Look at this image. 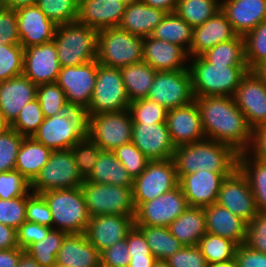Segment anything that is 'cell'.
I'll use <instances>...</instances> for the list:
<instances>
[{"mask_svg": "<svg viewBox=\"0 0 266 267\" xmlns=\"http://www.w3.org/2000/svg\"><path fill=\"white\" fill-rule=\"evenodd\" d=\"M38 0H2L0 4L3 7L18 10L27 6L35 5Z\"/></svg>", "mask_w": 266, "mask_h": 267, "instance_id": "89a4df30", "label": "cell"}, {"mask_svg": "<svg viewBox=\"0 0 266 267\" xmlns=\"http://www.w3.org/2000/svg\"><path fill=\"white\" fill-rule=\"evenodd\" d=\"M51 153L52 150L42 143L25 137L17 155L15 170L31 183L48 162Z\"/></svg>", "mask_w": 266, "mask_h": 267, "instance_id": "836d02e7", "label": "cell"}, {"mask_svg": "<svg viewBox=\"0 0 266 267\" xmlns=\"http://www.w3.org/2000/svg\"><path fill=\"white\" fill-rule=\"evenodd\" d=\"M50 207L53 224L67 234L84 233L90 216L80 187L53 189L41 193Z\"/></svg>", "mask_w": 266, "mask_h": 267, "instance_id": "8992f818", "label": "cell"}, {"mask_svg": "<svg viewBox=\"0 0 266 267\" xmlns=\"http://www.w3.org/2000/svg\"><path fill=\"white\" fill-rule=\"evenodd\" d=\"M216 203L246 223L259 213L249 181L239 168L223 180Z\"/></svg>", "mask_w": 266, "mask_h": 267, "instance_id": "e0dca14e", "label": "cell"}, {"mask_svg": "<svg viewBox=\"0 0 266 267\" xmlns=\"http://www.w3.org/2000/svg\"><path fill=\"white\" fill-rule=\"evenodd\" d=\"M133 122L129 110L100 113L87 118V136L101 150L113 151L132 142Z\"/></svg>", "mask_w": 266, "mask_h": 267, "instance_id": "8fae6325", "label": "cell"}, {"mask_svg": "<svg viewBox=\"0 0 266 267\" xmlns=\"http://www.w3.org/2000/svg\"><path fill=\"white\" fill-rule=\"evenodd\" d=\"M127 97L120 68L107 67L97 61V77L86 117L127 110Z\"/></svg>", "mask_w": 266, "mask_h": 267, "instance_id": "9c48e42d", "label": "cell"}, {"mask_svg": "<svg viewBox=\"0 0 266 267\" xmlns=\"http://www.w3.org/2000/svg\"><path fill=\"white\" fill-rule=\"evenodd\" d=\"M25 250L17 247L0 250V267H17Z\"/></svg>", "mask_w": 266, "mask_h": 267, "instance_id": "003e7915", "label": "cell"}, {"mask_svg": "<svg viewBox=\"0 0 266 267\" xmlns=\"http://www.w3.org/2000/svg\"><path fill=\"white\" fill-rule=\"evenodd\" d=\"M179 185L173 159L153 160L133 179L132 200L135 209L144 202L155 199Z\"/></svg>", "mask_w": 266, "mask_h": 267, "instance_id": "7c38bea8", "label": "cell"}, {"mask_svg": "<svg viewBox=\"0 0 266 267\" xmlns=\"http://www.w3.org/2000/svg\"><path fill=\"white\" fill-rule=\"evenodd\" d=\"M80 188L90 217L107 214L135 217L132 188L90 181H84Z\"/></svg>", "mask_w": 266, "mask_h": 267, "instance_id": "ba28073f", "label": "cell"}, {"mask_svg": "<svg viewBox=\"0 0 266 267\" xmlns=\"http://www.w3.org/2000/svg\"><path fill=\"white\" fill-rule=\"evenodd\" d=\"M166 124L175 147L206 139L195 100L187 105L169 109Z\"/></svg>", "mask_w": 266, "mask_h": 267, "instance_id": "7402d4cb", "label": "cell"}, {"mask_svg": "<svg viewBox=\"0 0 266 267\" xmlns=\"http://www.w3.org/2000/svg\"><path fill=\"white\" fill-rule=\"evenodd\" d=\"M70 150L74 155L78 171L86 179L93 171V167L98 161V156L102 150L88 136L77 142Z\"/></svg>", "mask_w": 266, "mask_h": 267, "instance_id": "f907efd6", "label": "cell"}, {"mask_svg": "<svg viewBox=\"0 0 266 267\" xmlns=\"http://www.w3.org/2000/svg\"><path fill=\"white\" fill-rule=\"evenodd\" d=\"M221 10L218 0H179L175 13L192 28L202 25Z\"/></svg>", "mask_w": 266, "mask_h": 267, "instance_id": "ab89813d", "label": "cell"}, {"mask_svg": "<svg viewBox=\"0 0 266 267\" xmlns=\"http://www.w3.org/2000/svg\"><path fill=\"white\" fill-rule=\"evenodd\" d=\"M53 41L61 67L97 60L98 31L78 21L57 25Z\"/></svg>", "mask_w": 266, "mask_h": 267, "instance_id": "5b68a950", "label": "cell"}, {"mask_svg": "<svg viewBox=\"0 0 266 267\" xmlns=\"http://www.w3.org/2000/svg\"><path fill=\"white\" fill-rule=\"evenodd\" d=\"M26 220L52 228L50 207L41 194L27 193Z\"/></svg>", "mask_w": 266, "mask_h": 267, "instance_id": "9f6ffc18", "label": "cell"}, {"mask_svg": "<svg viewBox=\"0 0 266 267\" xmlns=\"http://www.w3.org/2000/svg\"><path fill=\"white\" fill-rule=\"evenodd\" d=\"M221 11L237 35L244 37L266 20V0H224Z\"/></svg>", "mask_w": 266, "mask_h": 267, "instance_id": "484cf974", "label": "cell"}, {"mask_svg": "<svg viewBox=\"0 0 266 267\" xmlns=\"http://www.w3.org/2000/svg\"><path fill=\"white\" fill-rule=\"evenodd\" d=\"M112 152L133 179L145 170L150 161L132 142L121 145Z\"/></svg>", "mask_w": 266, "mask_h": 267, "instance_id": "816d5d0a", "label": "cell"}, {"mask_svg": "<svg viewBox=\"0 0 266 267\" xmlns=\"http://www.w3.org/2000/svg\"><path fill=\"white\" fill-rule=\"evenodd\" d=\"M253 71L263 80L266 82V60H263L259 63Z\"/></svg>", "mask_w": 266, "mask_h": 267, "instance_id": "753ad0ef", "label": "cell"}, {"mask_svg": "<svg viewBox=\"0 0 266 267\" xmlns=\"http://www.w3.org/2000/svg\"><path fill=\"white\" fill-rule=\"evenodd\" d=\"M51 229V227L46 225H40L26 220L17 229L18 247L26 251L33 243L46 237Z\"/></svg>", "mask_w": 266, "mask_h": 267, "instance_id": "94428289", "label": "cell"}, {"mask_svg": "<svg viewBox=\"0 0 266 267\" xmlns=\"http://www.w3.org/2000/svg\"><path fill=\"white\" fill-rule=\"evenodd\" d=\"M146 238L151 253L157 260H166L184 245L165 226H137Z\"/></svg>", "mask_w": 266, "mask_h": 267, "instance_id": "74e56055", "label": "cell"}, {"mask_svg": "<svg viewBox=\"0 0 266 267\" xmlns=\"http://www.w3.org/2000/svg\"><path fill=\"white\" fill-rule=\"evenodd\" d=\"M244 244L252 250L266 254V213L259 212L247 223Z\"/></svg>", "mask_w": 266, "mask_h": 267, "instance_id": "11a10c76", "label": "cell"}, {"mask_svg": "<svg viewBox=\"0 0 266 267\" xmlns=\"http://www.w3.org/2000/svg\"><path fill=\"white\" fill-rule=\"evenodd\" d=\"M17 230L0 223V250L17 248Z\"/></svg>", "mask_w": 266, "mask_h": 267, "instance_id": "03108f58", "label": "cell"}, {"mask_svg": "<svg viewBox=\"0 0 266 267\" xmlns=\"http://www.w3.org/2000/svg\"><path fill=\"white\" fill-rule=\"evenodd\" d=\"M36 90L37 85L24 75L0 82V110L9 126L22 108L36 98Z\"/></svg>", "mask_w": 266, "mask_h": 267, "instance_id": "d4e9b609", "label": "cell"}, {"mask_svg": "<svg viewBox=\"0 0 266 267\" xmlns=\"http://www.w3.org/2000/svg\"><path fill=\"white\" fill-rule=\"evenodd\" d=\"M247 153L249 151L239 153L238 168L249 181L258 212L266 213V163L253 156L254 160L249 159Z\"/></svg>", "mask_w": 266, "mask_h": 267, "instance_id": "d590c367", "label": "cell"}, {"mask_svg": "<svg viewBox=\"0 0 266 267\" xmlns=\"http://www.w3.org/2000/svg\"><path fill=\"white\" fill-rule=\"evenodd\" d=\"M245 60L249 70L266 60V20L244 37Z\"/></svg>", "mask_w": 266, "mask_h": 267, "instance_id": "f6af8a7d", "label": "cell"}, {"mask_svg": "<svg viewBox=\"0 0 266 267\" xmlns=\"http://www.w3.org/2000/svg\"><path fill=\"white\" fill-rule=\"evenodd\" d=\"M146 98L168 110L191 103L194 95L190 70L157 71Z\"/></svg>", "mask_w": 266, "mask_h": 267, "instance_id": "4fadbf2b", "label": "cell"}, {"mask_svg": "<svg viewBox=\"0 0 266 267\" xmlns=\"http://www.w3.org/2000/svg\"><path fill=\"white\" fill-rule=\"evenodd\" d=\"M146 5L164 10L167 13L175 12L179 0H142Z\"/></svg>", "mask_w": 266, "mask_h": 267, "instance_id": "a7ac6f4b", "label": "cell"}, {"mask_svg": "<svg viewBox=\"0 0 266 267\" xmlns=\"http://www.w3.org/2000/svg\"><path fill=\"white\" fill-rule=\"evenodd\" d=\"M36 5L56 25L77 21L79 0H38Z\"/></svg>", "mask_w": 266, "mask_h": 267, "instance_id": "ee69618b", "label": "cell"}, {"mask_svg": "<svg viewBox=\"0 0 266 267\" xmlns=\"http://www.w3.org/2000/svg\"><path fill=\"white\" fill-rule=\"evenodd\" d=\"M87 136V117L83 110L70 108L44 118L32 138L52 151L71 149Z\"/></svg>", "mask_w": 266, "mask_h": 267, "instance_id": "277c9868", "label": "cell"}, {"mask_svg": "<svg viewBox=\"0 0 266 267\" xmlns=\"http://www.w3.org/2000/svg\"><path fill=\"white\" fill-rule=\"evenodd\" d=\"M168 228L184 246H197L199 240L207 233L204 208L188 206Z\"/></svg>", "mask_w": 266, "mask_h": 267, "instance_id": "1f68e13d", "label": "cell"}, {"mask_svg": "<svg viewBox=\"0 0 266 267\" xmlns=\"http://www.w3.org/2000/svg\"><path fill=\"white\" fill-rule=\"evenodd\" d=\"M132 143L150 161L172 159L176 149L166 123H133Z\"/></svg>", "mask_w": 266, "mask_h": 267, "instance_id": "d6986e66", "label": "cell"}, {"mask_svg": "<svg viewBox=\"0 0 266 267\" xmlns=\"http://www.w3.org/2000/svg\"><path fill=\"white\" fill-rule=\"evenodd\" d=\"M167 12L146 5L142 0L127 2L118 27L142 38L151 36L155 27L163 20Z\"/></svg>", "mask_w": 266, "mask_h": 267, "instance_id": "f1b7e54d", "label": "cell"}, {"mask_svg": "<svg viewBox=\"0 0 266 267\" xmlns=\"http://www.w3.org/2000/svg\"><path fill=\"white\" fill-rule=\"evenodd\" d=\"M208 267H237V263L235 259H231L225 262L210 264Z\"/></svg>", "mask_w": 266, "mask_h": 267, "instance_id": "34e18365", "label": "cell"}, {"mask_svg": "<svg viewBox=\"0 0 266 267\" xmlns=\"http://www.w3.org/2000/svg\"><path fill=\"white\" fill-rule=\"evenodd\" d=\"M52 267H69V266L56 262Z\"/></svg>", "mask_w": 266, "mask_h": 267, "instance_id": "b9fcfbb0", "label": "cell"}, {"mask_svg": "<svg viewBox=\"0 0 266 267\" xmlns=\"http://www.w3.org/2000/svg\"><path fill=\"white\" fill-rule=\"evenodd\" d=\"M133 123H166L167 111L164 106L151 99H138L128 107Z\"/></svg>", "mask_w": 266, "mask_h": 267, "instance_id": "bcb514c9", "label": "cell"}, {"mask_svg": "<svg viewBox=\"0 0 266 267\" xmlns=\"http://www.w3.org/2000/svg\"><path fill=\"white\" fill-rule=\"evenodd\" d=\"M97 77V60L78 66L61 67L56 84L65 92L71 108L85 111L90 102Z\"/></svg>", "mask_w": 266, "mask_h": 267, "instance_id": "5bb4252c", "label": "cell"}, {"mask_svg": "<svg viewBox=\"0 0 266 267\" xmlns=\"http://www.w3.org/2000/svg\"><path fill=\"white\" fill-rule=\"evenodd\" d=\"M201 56L212 65L247 66L244 38L239 35L227 42L215 45Z\"/></svg>", "mask_w": 266, "mask_h": 267, "instance_id": "f35d334b", "label": "cell"}, {"mask_svg": "<svg viewBox=\"0 0 266 267\" xmlns=\"http://www.w3.org/2000/svg\"><path fill=\"white\" fill-rule=\"evenodd\" d=\"M24 48L20 44L0 45V82L23 75Z\"/></svg>", "mask_w": 266, "mask_h": 267, "instance_id": "7dc6e473", "label": "cell"}, {"mask_svg": "<svg viewBox=\"0 0 266 267\" xmlns=\"http://www.w3.org/2000/svg\"><path fill=\"white\" fill-rule=\"evenodd\" d=\"M169 267H208L209 264L198 246H183L165 260Z\"/></svg>", "mask_w": 266, "mask_h": 267, "instance_id": "6f0895ef", "label": "cell"}, {"mask_svg": "<svg viewBox=\"0 0 266 267\" xmlns=\"http://www.w3.org/2000/svg\"><path fill=\"white\" fill-rule=\"evenodd\" d=\"M130 255L126 239H123L100 253V267H128Z\"/></svg>", "mask_w": 266, "mask_h": 267, "instance_id": "91938a15", "label": "cell"}, {"mask_svg": "<svg viewBox=\"0 0 266 267\" xmlns=\"http://www.w3.org/2000/svg\"><path fill=\"white\" fill-rule=\"evenodd\" d=\"M56 262L69 267H100V253L84 233L67 234Z\"/></svg>", "mask_w": 266, "mask_h": 267, "instance_id": "4dcf8cb0", "label": "cell"}, {"mask_svg": "<svg viewBox=\"0 0 266 267\" xmlns=\"http://www.w3.org/2000/svg\"><path fill=\"white\" fill-rule=\"evenodd\" d=\"M85 181L78 171L74 155L70 149L52 151L48 162L30 183L35 194L53 189L80 187Z\"/></svg>", "mask_w": 266, "mask_h": 267, "instance_id": "30bf717a", "label": "cell"}, {"mask_svg": "<svg viewBox=\"0 0 266 267\" xmlns=\"http://www.w3.org/2000/svg\"><path fill=\"white\" fill-rule=\"evenodd\" d=\"M204 212L208 233L230 239L238 246L244 244L247 223L243 219L218 203L204 207Z\"/></svg>", "mask_w": 266, "mask_h": 267, "instance_id": "f546056e", "label": "cell"}, {"mask_svg": "<svg viewBox=\"0 0 266 267\" xmlns=\"http://www.w3.org/2000/svg\"><path fill=\"white\" fill-rule=\"evenodd\" d=\"M8 127H9V125L3 119V116H2V113L0 110V133L5 131Z\"/></svg>", "mask_w": 266, "mask_h": 267, "instance_id": "11e5206c", "label": "cell"}, {"mask_svg": "<svg viewBox=\"0 0 266 267\" xmlns=\"http://www.w3.org/2000/svg\"><path fill=\"white\" fill-rule=\"evenodd\" d=\"M120 70L129 101L146 98L157 71L143 61L121 67Z\"/></svg>", "mask_w": 266, "mask_h": 267, "instance_id": "e575fe53", "label": "cell"}, {"mask_svg": "<svg viewBox=\"0 0 266 267\" xmlns=\"http://www.w3.org/2000/svg\"><path fill=\"white\" fill-rule=\"evenodd\" d=\"M237 36L226 15L220 10L202 25L193 28L189 56H201L215 45Z\"/></svg>", "mask_w": 266, "mask_h": 267, "instance_id": "83f0119b", "label": "cell"}, {"mask_svg": "<svg viewBox=\"0 0 266 267\" xmlns=\"http://www.w3.org/2000/svg\"><path fill=\"white\" fill-rule=\"evenodd\" d=\"M194 100L206 139L232 146L238 153L250 150L253 130L233 97L203 96Z\"/></svg>", "mask_w": 266, "mask_h": 267, "instance_id": "6da1fadb", "label": "cell"}, {"mask_svg": "<svg viewBox=\"0 0 266 267\" xmlns=\"http://www.w3.org/2000/svg\"><path fill=\"white\" fill-rule=\"evenodd\" d=\"M26 203L27 194L9 200L0 199V223L17 230L26 221Z\"/></svg>", "mask_w": 266, "mask_h": 267, "instance_id": "f5cc1de1", "label": "cell"}, {"mask_svg": "<svg viewBox=\"0 0 266 267\" xmlns=\"http://www.w3.org/2000/svg\"><path fill=\"white\" fill-rule=\"evenodd\" d=\"M188 206L178 185L155 199L141 203L135 209L134 225L168 227Z\"/></svg>", "mask_w": 266, "mask_h": 267, "instance_id": "9a60e30c", "label": "cell"}, {"mask_svg": "<svg viewBox=\"0 0 266 267\" xmlns=\"http://www.w3.org/2000/svg\"><path fill=\"white\" fill-rule=\"evenodd\" d=\"M30 189V182L18 171L0 172V199L9 200L25 196Z\"/></svg>", "mask_w": 266, "mask_h": 267, "instance_id": "db71d44e", "label": "cell"}, {"mask_svg": "<svg viewBox=\"0 0 266 267\" xmlns=\"http://www.w3.org/2000/svg\"><path fill=\"white\" fill-rule=\"evenodd\" d=\"M20 45L37 46L53 40L57 25L35 4L16 10Z\"/></svg>", "mask_w": 266, "mask_h": 267, "instance_id": "603a6c76", "label": "cell"}, {"mask_svg": "<svg viewBox=\"0 0 266 267\" xmlns=\"http://www.w3.org/2000/svg\"><path fill=\"white\" fill-rule=\"evenodd\" d=\"M61 65L53 40L24 48L23 75L37 86L56 83Z\"/></svg>", "mask_w": 266, "mask_h": 267, "instance_id": "ac0fdd59", "label": "cell"}, {"mask_svg": "<svg viewBox=\"0 0 266 267\" xmlns=\"http://www.w3.org/2000/svg\"><path fill=\"white\" fill-rule=\"evenodd\" d=\"M66 235V232L52 228L46 237L33 243L26 252L42 267H52Z\"/></svg>", "mask_w": 266, "mask_h": 267, "instance_id": "60d3db41", "label": "cell"}, {"mask_svg": "<svg viewBox=\"0 0 266 267\" xmlns=\"http://www.w3.org/2000/svg\"><path fill=\"white\" fill-rule=\"evenodd\" d=\"M36 98L45 118L55 116L57 113L71 108L67 103L65 92L56 83L38 85Z\"/></svg>", "mask_w": 266, "mask_h": 267, "instance_id": "7bdbcfd3", "label": "cell"}, {"mask_svg": "<svg viewBox=\"0 0 266 267\" xmlns=\"http://www.w3.org/2000/svg\"><path fill=\"white\" fill-rule=\"evenodd\" d=\"M20 44L16 10L0 4V45Z\"/></svg>", "mask_w": 266, "mask_h": 267, "instance_id": "680465c9", "label": "cell"}, {"mask_svg": "<svg viewBox=\"0 0 266 267\" xmlns=\"http://www.w3.org/2000/svg\"><path fill=\"white\" fill-rule=\"evenodd\" d=\"M134 226V217L125 215H97L90 217L84 232L88 241L101 253L113 244L126 239Z\"/></svg>", "mask_w": 266, "mask_h": 267, "instance_id": "44dd1931", "label": "cell"}, {"mask_svg": "<svg viewBox=\"0 0 266 267\" xmlns=\"http://www.w3.org/2000/svg\"><path fill=\"white\" fill-rule=\"evenodd\" d=\"M251 145V150H254L251 151L253 157L266 163V125L253 130Z\"/></svg>", "mask_w": 266, "mask_h": 267, "instance_id": "e7e4bbea", "label": "cell"}, {"mask_svg": "<svg viewBox=\"0 0 266 267\" xmlns=\"http://www.w3.org/2000/svg\"><path fill=\"white\" fill-rule=\"evenodd\" d=\"M143 39L120 27L98 31V63L107 67L121 68L142 62Z\"/></svg>", "mask_w": 266, "mask_h": 267, "instance_id": "52a82bcc", "label": "cell"}, {"mask_svg": "<svg viewBox=\"0 0 266 267\" xmlns=\"http://www.w3.org/2000/svg\"><path fill=\"white\" fill-rule=\"evenodd\" d=\"M194 59L189 66L194 97H233L249 71L247 66L212 65L202 56H195Z\"/></svg>", "mask_w": 266, "mask_h": 267, "instance_id": "3957f363", "label": "cell"}, {"mask_svg": "<svg viewBox=\"0 0 266 267\" xmlns=\"http://www.w3.org/2000/svg\"><path fill=\"white\" fill-rule=\"evenodd\" d=\"M24 138L10 127L0 133V172L15 170L17 155Z\"/></svg>", "mask_w": 266, "mask_h": 267, "instance_id": "681fc988", "label": "cell"}, {"mask_svg": "<svg viewBox=\"0 0 266 267\" xmlns=\"http://www.w3.org/2000/svg\"><path fill=\"white\" fill-rule=\"evenodd\" d=\"M130 257L153 256L142 231L134 225L126 236Z\"/></svg>", "mask_w": 266, "mask_h": 267, "instance_id": "6125c7cd", "label": "cell"}, {"mask_svg": "<svg viewBox=\"0 0 266 267\" xmlns=\"http://www.w3.org/2000/svg\"><path fill=\"white\" fill-rule=\"evenodd\" d=\"M188 56V52L177 44L155 39L152 36L143 39V62L156 71L189 69V66L183 64Z\"/></svg>", "mask_w": 266, "mask_h": 267, "instance_id": "4316f807", "label": "cell"}, {"mask_svg": "<svg viewBox=\"0 0 266 267\" xmlns=\"http://www.w3.org/2000/svg\"><path fill=\"white\" fill-rule=\"evenodd\" d=\"M232 173L200 170L182 176L179 185L188 205L204 208L216 203L223 180Z\"/></svg>", "mask_w": 266, "mask_h": 267, "instance_id": "ffe728a7", "label": "cell"}, {"mask_svg": "<svg viewBox=\"0 0 266 267\" xmlns=\"http://www.w3.org/2000/svg\"><path fill=\"white\" fill-rule=\"evenodd\" d=\"M233 98L252 130L266 125V82L253 70L242 78Z\"/></svg>", "mask_w": 266, "mask_h": 267, "instance_id": "2e32d148", "label": "cell"}, {"mask_svg": "<svg viewBox=\"0 0 266 267\" xmlns=\"http://www.w3.org/2000/svg\"><path fill=\"white\" fill-rule=\"evenodd\" d=\"M17 267H42V266L25 251L21 255Z\"/></svg>", "mask_w": 266, "mask_h": 267, "instance_id": "8c879c8a", "label": "cell"}, {"mask_svg": "<svg viewBox=\"0 0 266 267\" xmlns=\"http://www.w3.org/2000/svg\"><path fill=\"white\" fill-rule=\"evenodd\" d=\"M128 0H79L77 21L101 31L118 27Z\"/></svg>", "mask_w": 266, "mask_h": 267, "instance_id": "cb8c5ba5", "label": "cell"}, {"mask_svg": "<svg viewBox=\"0 0 266 267\" xmlns=\"http://www.w3.org/2000/svg\"><path fill=\"white\" fill-rule=\"evenodd\" d=\"M85 181L96 184H111L122 187H133V178L128 171L115 157L112 151L102 150L98 156V161L93 167L91 174Z\"/></svg>", "mask_w": 266, "mask_h": 267, "instance_id": "d6a6232c", "label": "cell"}, {"mask_svg": "<svg viewBox=\"0 0 266 267\" xmlns=\"http://www.w3.org/2000/svg\"><path fill=\"white\" fill-rule=\"evenodd\" d=\"M157 259L154 256L130 257L128 267H153Z\"/></svg>", "mask_w": 266, "mask_h": 267, "instance_id": "2644e50d", "label": "cell"}, {"mask_svg": "<svg viewBox=\"0 0 266 267\" xmlns=\"http://www.w3.org/2000/svg\"><path fill=\"white\" fill-rule=\"evenodd\" d=\"M197 246L210 265L234 259L238 245L230 239L207 232Z\"/></svg>", "mask_w": 266, "mask_h": 267, "instance_id": "b9f144b4", "label": "cell"}, {"mask_svg": "<svg viewBox=\"0 0 266 267\" xmlns=\"http://www.w3.org/2000/svg\"><path fill=\"white\" fill-rule=\"evenodd\" d=\"M153 267H169V265H168L167 262L164 261V260H157V261L154 263Z\"/></svg>", "mask_w": 266, "mask_h": 267, "instance_id": "2a66077c", "label": "cell"}, {"mask_svg": "<svg viewBox=\"0 0 266 267\" xmlns=\"http://www.w3.org/2000/svg\"><path fill=\"white\" fill-rule=\"evenodd\" d=\"M239 153L227 144L204 139L176 147L173 161L178 178L197 171L234 172L238 168Z\"/></svg>", "mask_w": 266, "mask_h": 267, "instance_id": "7a4b0ae2", "label": "cell"}, {"mask_svg": "<svg viewBox=\"0 0 266 267\" xmlns=\"http://www.w3.org/2000/svg\"><path fill=\"white\" fill-rule=\"evenodd\" d=\"M234 259L237 267H266V254L252 250L245 244L237 246Z\"/></svg>", "mask_w": 266, "mask_h": 267, "instance_id": "be15d7a7", "label": "cell"}, {"mask_svg": "<svg viewBox=\"0 0 266 267\" xmlns=\"http://www.w3.org/2000/svg\"><path fill=\"white\" fill-rule=\"evenodd\" d=\"M44 114L37 98L28 102L9 126L24 137H32L44 121Z\"/></svg>", "mask_w": 266, "mask_h": 267, "instance_id": "c3c4849f", "label": "cell"}, {"mask_svg": "<svg viewBox=\"0 0 266 267\" xmlns=\"http://www.w3.org/2000/svg\"><path fill=\"white\" fill-rule=\"evenodd\" d=\"M193 28L175 12L167 13L155 27L152 37L183 47L189 54ZM184 43L187 45L185 46Z\"/></svg>", "mask_w": 266, "mask_h": 267, "instance_id": "8d00e7d4", "label": "cell"}]
</instances>
